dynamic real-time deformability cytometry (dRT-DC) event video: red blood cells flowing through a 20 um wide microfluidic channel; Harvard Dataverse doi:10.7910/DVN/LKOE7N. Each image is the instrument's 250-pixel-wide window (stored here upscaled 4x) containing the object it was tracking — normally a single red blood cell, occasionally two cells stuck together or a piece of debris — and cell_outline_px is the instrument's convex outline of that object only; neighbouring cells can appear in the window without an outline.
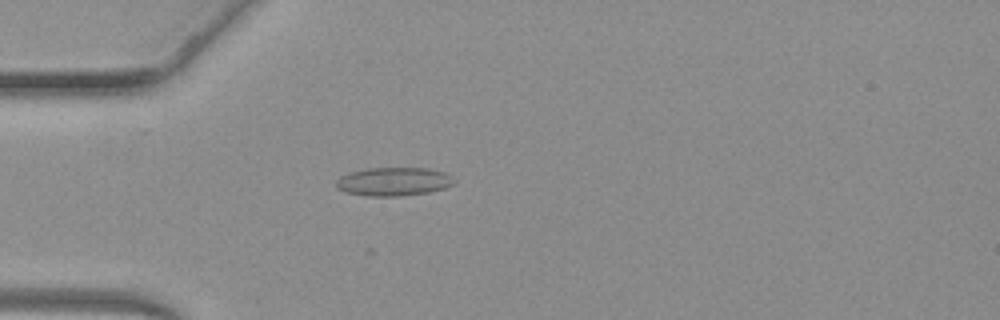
{"species": "common noctule bat (a hibernating species)", "species_latin": "Nyctalus noctula", "temperature_condition": "warm", "stored_images_in_passage": 51, "camera_frame_rate_fps": 3000, "um_per_image_px": 0.085, "animal": {"sex": "female", "body_mass_g": 19.3, "forearm_length_mm": 54.1}, "frame": {"image": 1, "passage_image": 15, "time_ms": 4.667, "image_size_px": [1000, 320], "cell_outline_px": [[456, 180], [452, 184], [444, 188], [428, 192], [400, 196], [368, 196], [344, 192], [336, 188], [336, 180], [340, 176], [352, 172], [368, 168], [428, 168], [444, 172], [452, 176]], "centroid_in_image_um": [33.45, 15.43], "position_along_channel_um": 51.6, "area_um2": 19.59}}
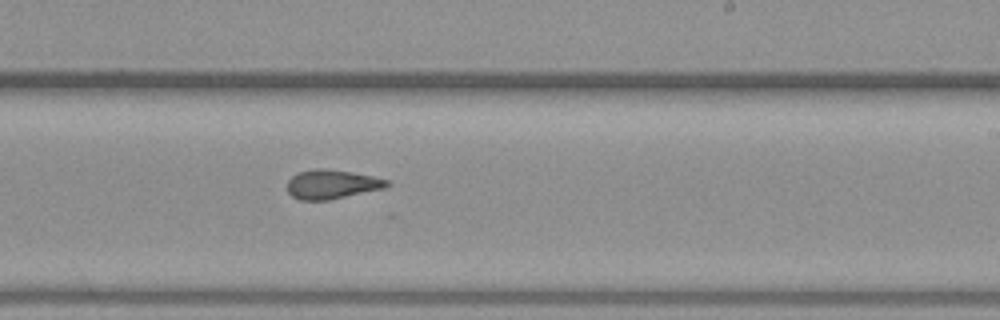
{"frame": {"image": 2, "passage_image": 31, "time_ms": 10.0, "image_size_px": [1000, 320], "cell_outline_px": [[392, 184], [384, 188], [328, 200], [300, 200], [292, 196], [288, 192], [288, 180], [296, 172], [316, 168], [324, 168], [352, 172], [372, 176], [388, 180]], "centroid_in_image_um": [28.19, 15.65], "position_along_channel_um": 260.8, "area_um2": 16.94}}
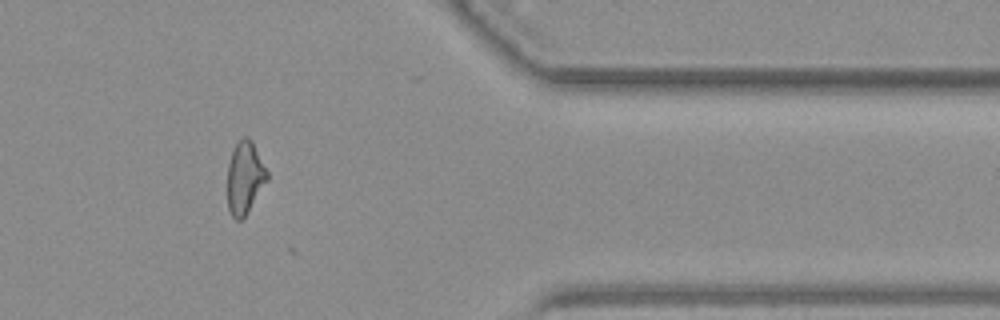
{"frame": {"image": 3, "passage_image": 42, "time_ms": 13.667, "image_size_px": [1000, 320], "cell_outline_px": [[268, 180], [248, 212], [240, 220], [236, 220], [232, 216], [228, 208], [228, 164], [232, 152], [236, 144], [244, 136], [248, 136], [252, 140], [268, 172]], "centroid_in_image_um": [20.82, 15.1], "position_along_channel_um": 390.6, "area_um2": 16.7}, "authors_computed_cell_mechanics": {"area_um2": 17.9758, "velocity_mm_per_s": 4.1186, "shape_relaxation_time_tau1_ms": null, "shape_relaxation_time_tau2_ms": 2.9035, "deformation_change_tau1": null, "deformation_change_tau2": 0.0815}}